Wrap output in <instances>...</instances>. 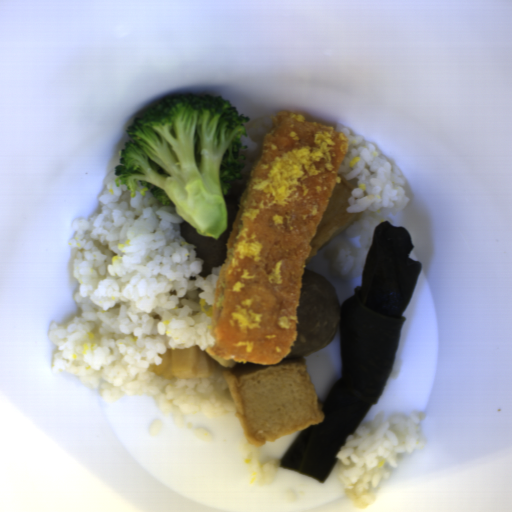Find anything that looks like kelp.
<instances>
[{
    "label": "kelp",
    "mask_w": 512,
    "mask_h": 512,
    "mask_svg": "<svg viewBox=\"0 0 512 512\" xmlns=\"http://www.w3.org/2000/svg\"><path fill=\"white\" fill-rule=\"evenodd\" d=\"M414 247L406 227L387 220L374 227L361 285L339 309L340 379L324 401L317 399L323 421L300 431L280 467L323 481L347 438L378 403L395 364L403 312L423 269L409 258Z\"/></svg>",
    "instance_id": "1"
}]
</instances>
